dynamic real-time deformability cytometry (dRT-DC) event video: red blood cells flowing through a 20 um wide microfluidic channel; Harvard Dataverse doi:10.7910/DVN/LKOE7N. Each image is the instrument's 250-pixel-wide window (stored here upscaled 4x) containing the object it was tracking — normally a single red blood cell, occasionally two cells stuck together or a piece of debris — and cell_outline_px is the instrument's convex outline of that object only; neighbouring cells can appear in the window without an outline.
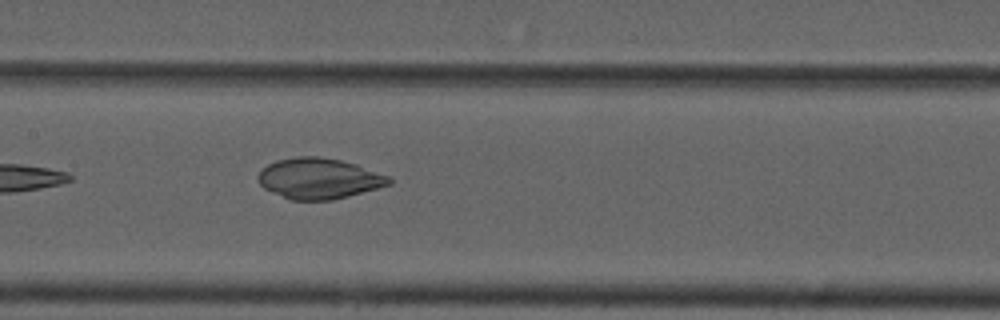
{"species": "common noctule bat (a hibernating species)", "species_latin": "Nyctalus noctula", "temperature_condition": "cold", "stored_images_in_passage": 8, "camera_frame_rate_fps": 3000, "um_per_image_px": 0.085, "animal": {"sex": "male", "forearm_length_mm": 52.5}, "frame": {"image": 1, "passage_image": 8, "time_ms": 8.0, "image_size_px": [1000, 320], "cell_outline_px": [[392, 184], [348, 196], [332, 200], [292, 200], [272, 192], [264, 188], [256, 180], [256, 176], [268, 164], [276, 160], [296, 156], [320, 156], [340, 160], [356, 164], [388, 176], [392, 180]], "centroid_in_image_um": [27.09, 15.16], "position_along_channel_um": 180.3, "area_um2": 31.04}}